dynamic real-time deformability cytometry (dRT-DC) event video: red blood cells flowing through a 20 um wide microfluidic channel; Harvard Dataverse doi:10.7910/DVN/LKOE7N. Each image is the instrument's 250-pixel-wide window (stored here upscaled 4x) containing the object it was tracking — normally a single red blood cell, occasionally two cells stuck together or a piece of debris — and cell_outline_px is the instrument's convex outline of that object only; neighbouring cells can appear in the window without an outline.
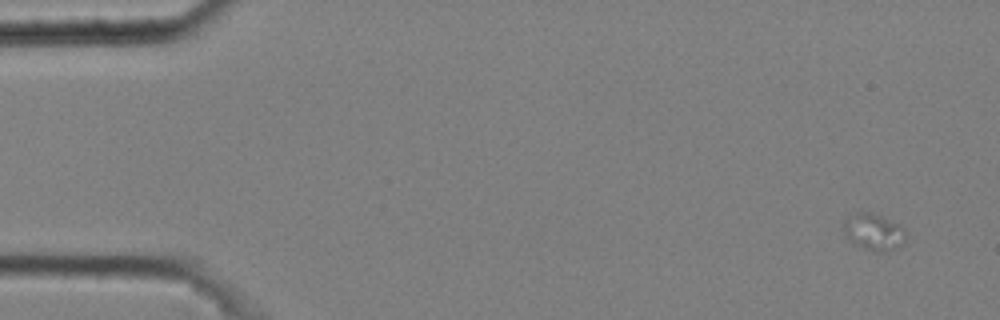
{"species": "common noctule bat (a hibernating species)", "species_latin": "Nyctalus noctula", "temperature_condition": "cold", "stored_images_in_passage": 23, "camera_frame_rate_fps": 3000, "um_per_image_px": 0.085, "animal": {"sex": "male", "body_mass_g": 20.4}, "frame": {"image": 1, "passage_image": 3, "time_ms": 0.667, "image_size_px": [1000, 320], "cell_outline_px": [[904, 244], [888, 252], [872, 252], [856, 244], [844, 232], [844, 224], [856, 212], [872, 212], [900, 224], [904, 228]], "centroid_in_image_um": [74.33, 19.73], "position_along_channel_um": 10.7, "area_um2": 13.06}}